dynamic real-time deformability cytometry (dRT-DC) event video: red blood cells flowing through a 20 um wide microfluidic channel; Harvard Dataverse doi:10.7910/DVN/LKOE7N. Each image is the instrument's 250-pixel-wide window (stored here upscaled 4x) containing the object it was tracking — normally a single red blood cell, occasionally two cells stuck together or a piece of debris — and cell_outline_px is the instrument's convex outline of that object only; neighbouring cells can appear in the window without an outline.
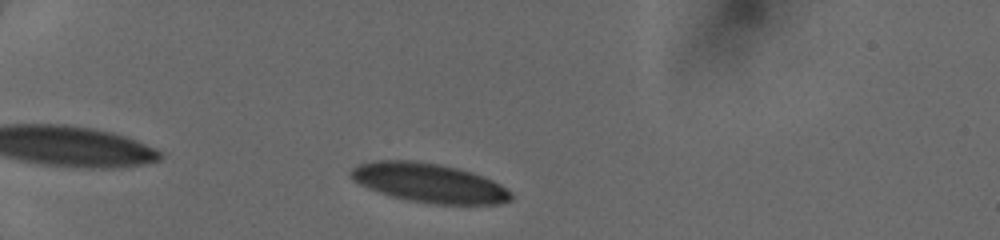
{"species": "human", "species_latin": "Homo sapiens", "temperature_condition": "cold", "stored_images_in_passage": 14, "camera_frame_rate_fps": 3000, "um_per_image_px": 0.085, "donor": {"sex": "female"}, "frame": {"image": 1, "passage_image": 2, "time_ms": 0.333, "image_size_px": [1000, 240], "cell_outline_px": [[512, 200], [500, 204], [436, 204], [408, 200], [392, 196], [368, 188], [352, 180], [348, 172], [352, 168], [360, 164], [376, 160], [416, 160], [456, 168], [472, 172], [484, 176], [500, 184], [512, 192]], "centroid_in_image_um": [36.48, 15.54], "position_along_channel_um": 48.5, "area_um2": 36.53}}
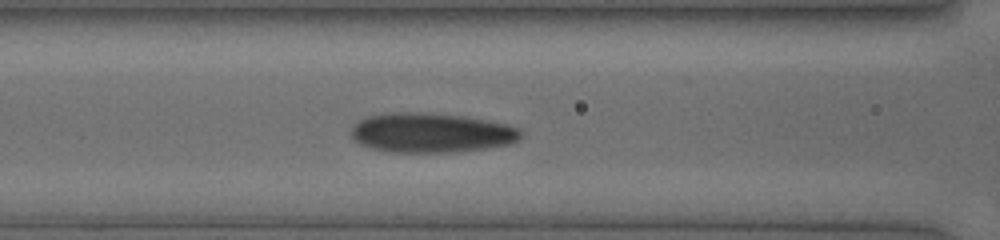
{"frame": {"image": 2, "passage_image": 9, "time_ms": 3.333, "image_size_px": [1000, 240], "cell_outline_px": [[524, 132], [516, 140], [508, 144], [484, 148], [456, 152], [388, 152], [368, 148], [352, 140], [352, 128], [360, 120], [368, 116], [392, 112], [408, 112], [464, 116], [504, 124], [520, 128]], "centroid_in_image_um": [36.61, 11.3], "position_along_channel_um": 130.0, "area_um2": 38.9}}
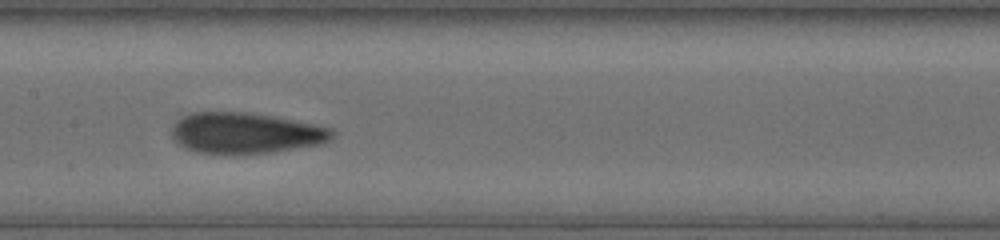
{"frame": {"image": 3, "passage_image": 12, "time_ms": 4.667, "image_size_px": [1000, 240], "cell_outline_px": [[332, 140], [324, 144], [272, 152], [236, 156], [232, 156], [196, 152], [184, 148], [176, 144], [172, 140], [172, 124], [176, 120], [192, 112], [244, 112], [316, 124], [332, 128]], "centroid_in_image_um": [20.82, 11.35], "position_along_channel_um": 186.6, "area_um2": 39.02}}